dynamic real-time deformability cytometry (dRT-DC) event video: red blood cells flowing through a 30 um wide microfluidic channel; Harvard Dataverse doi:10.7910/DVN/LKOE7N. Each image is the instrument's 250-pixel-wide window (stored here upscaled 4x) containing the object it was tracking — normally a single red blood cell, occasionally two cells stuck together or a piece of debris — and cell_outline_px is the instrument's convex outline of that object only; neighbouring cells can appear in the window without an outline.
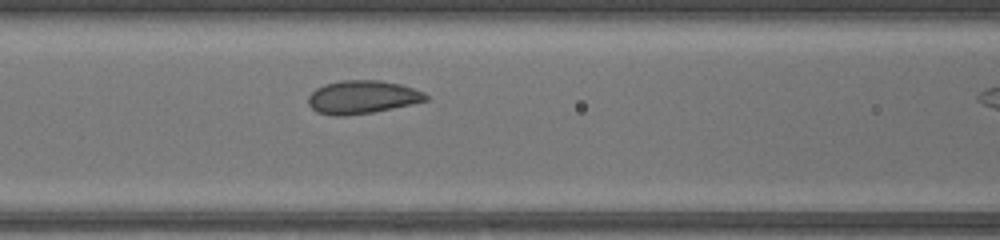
{"species": "common noctule bat (a hibernating species)", "species_latin": "Nyctalus noctula", "temperature_condition": "warm", "stored_images_in_passage": 11, "camera_frame_rate_fps": 3000, "um_per_image_px": 0.085, "animal": {"sex": "female", "body_mass_g": 17.0, "forearm_length_mm": 48.0}, "frame": {"image": 1, "passage_image": 10, "time_ms": 3.0, "image_size_px": [1000, 240], "cell_outline_px": [[428, 100], [412, 104], [372, 112], [344, 116], [332, 116], [316, 112], [308, 104], [308, 96], [316, 88], [324, 84], [340, 80], [380, 80], [400, 84], [424, 92], [428, 96]], "centroid_in_image_um": [30.76, 8.25], "position_along_channel_um": 135.8, "area_um2": 22.83}}